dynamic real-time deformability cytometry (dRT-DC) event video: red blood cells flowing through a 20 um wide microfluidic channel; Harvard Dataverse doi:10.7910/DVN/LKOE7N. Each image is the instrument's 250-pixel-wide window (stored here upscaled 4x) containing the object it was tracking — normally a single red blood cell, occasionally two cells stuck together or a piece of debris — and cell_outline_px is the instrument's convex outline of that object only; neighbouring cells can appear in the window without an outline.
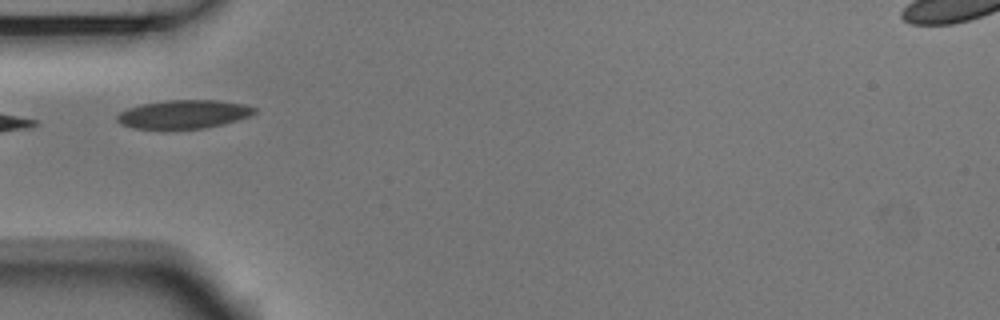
{"species": "Egyptian fruit bat (a non-hibernating species)", "species_latin": "Rousettus aegyptiacus", "temperature_condition": "room temperature", "stored_images_in_passage": 6, "camera_frame_rate_fps": 3000, "um_per_image_px": 0.085, "animal": {"sex": "male"}, "frame": {"image": 1, "passage_image": 4, "time_ms": 1.0, "image_size_px": [1000, 320], "cell_outline_px": [[256, 112], [248, 116], [224, 124], [204, 128], [132, 128], [120, 124], [116, 120], [116, 116], [120, 112], [128, 108], [140, 104], [164, 100], [220, 100], [244, 104], [256, 108]], "centroid_in_image_um": [15.59, 9.69], "position_along_channel_um": 69.4, "area_um2": 22.77}}
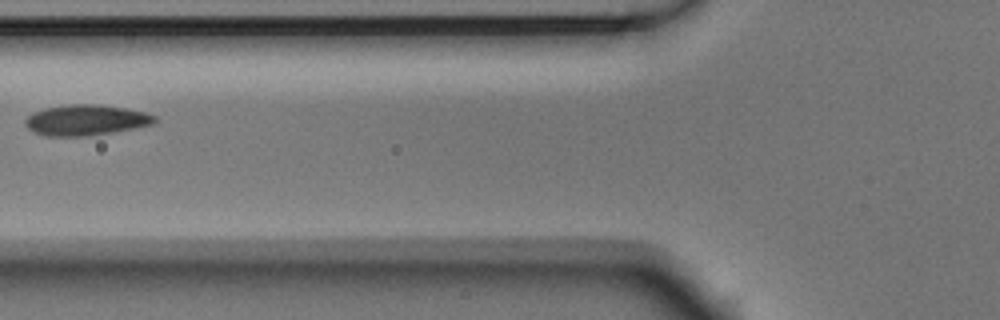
{"frame": {"image": 2, "passage_image": 5, "time_ms": 1.333, "image_size_px": [1000, 320], "cell_outline_px": [[156, 120], [152, 124], [132, 128], [88, 136], [48, 136], [32, 132], [24, 124], [24, 120], [32, 112], [44, 108], [68, 104], [100, 104], [124, 108], [144, 112], [156, 116]], "centroid_in_image_um": [7.24, 10.2], "position_along_channel_um": 118.6, "area_um2": 23.06}}
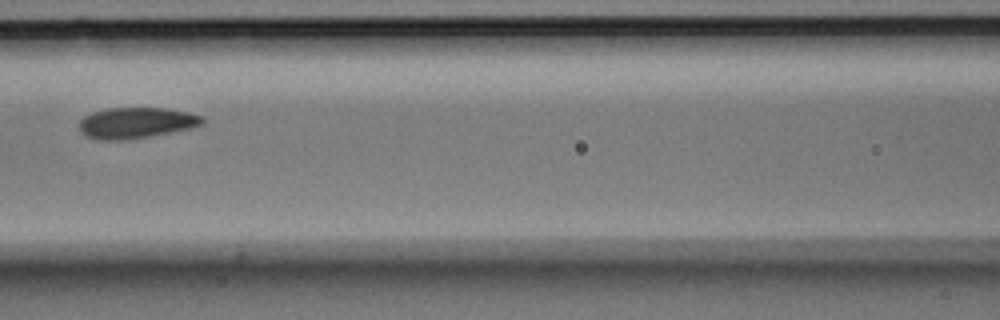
{"frame": {"image": 3, "passage_image": 6, "time_ms": 1.667, "image_size_px": [1000, 320], "cell_outline_px": [[204, 124], [192, 128], [148, 136], [124, 140], [104, 140], [88, 136], [80, 132], [80, 120], [84, 116], [92, 112], [108, 108], [168, 108], [188, 112], [204, 116]], "centroid_in_image_um": [11.61, 10.43], "position_along_channel_um": 155.0, "area_um2": 22.14}}